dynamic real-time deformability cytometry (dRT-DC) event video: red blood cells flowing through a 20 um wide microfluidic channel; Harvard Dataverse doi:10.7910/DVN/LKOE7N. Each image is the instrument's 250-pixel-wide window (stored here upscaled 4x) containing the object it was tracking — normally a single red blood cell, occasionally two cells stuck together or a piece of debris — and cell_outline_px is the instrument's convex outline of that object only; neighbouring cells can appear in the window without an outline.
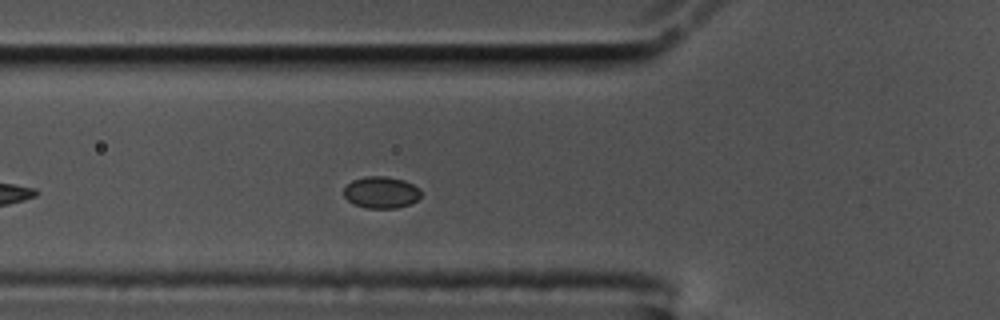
{"species": "common noctule bat (a hibernating species)", "species_latin": "Nyctalus noctula", "temperature_condition": "cold", "stored_images_in_passage": 32, "camera_frame_rate_fps": 3000, "um_per_image_px": 0.085, "animal": {"sex": "male", "body_mass_g": 17.5, "forearm_length_mm": 52.3}, "frame": {"image": 1, "passage_image": 8, "time_ms": 2.333, "image_size_px": [1000, 320], "cell_outline_px": [[420, 196], [416, 200], [408, 204], [396, 208], [368, 208], [356, 204], [348, 200], [344, 196], [344, 188], [352, 180], [364, 176], [388, 176], [404, 180], [420, 188]], "centroid_in_image_um": [32.4, 16.33], "position_along_channel_um": 93.4, "area_um2": 14.16}}
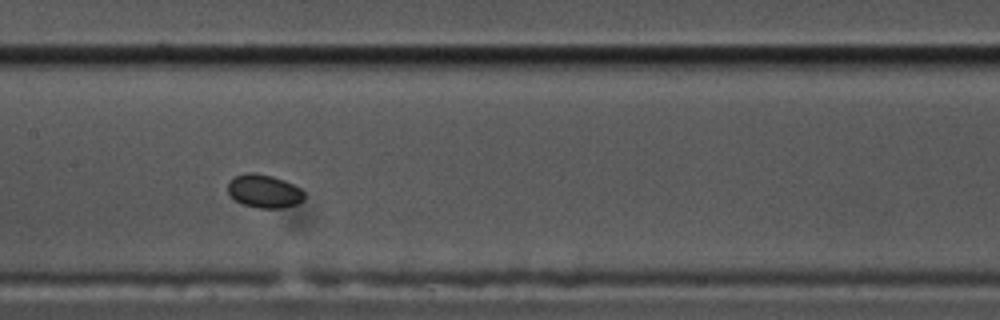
{"frame": {"image": 2, "passage_image": 16, "time_ms": 5.0, "image_size_px": [1000, 320], "cell_outline_px": [[304, 200], [296, 204], [280, 208], [256, 208], [244, 204], [236, 200], [228, 192], [228, 180], [236, 176], [248, 172], [256, 172], [272, 176], [284, 180], [300, 188], [304, 192]], "centroid_in_image_um": [22.45, 16.24], "position_along_channel_um": 184.9, "area_um2": 14.8}}
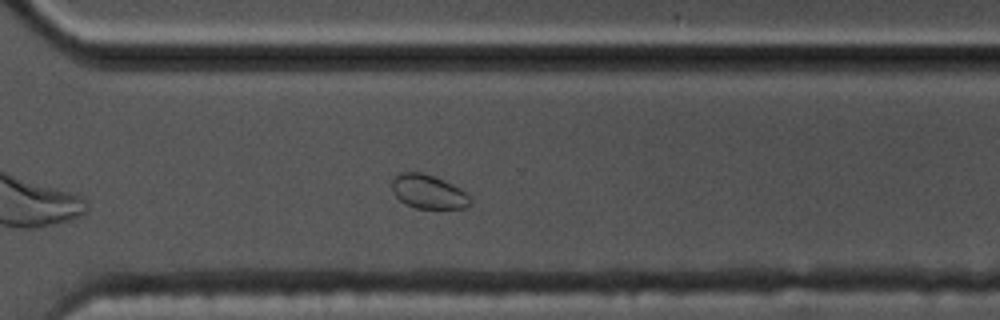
{"frame": {"image": 3, "passage_image": 29, "time_ms": 9.333, "image_size_px": [1000, 320], "cell_outline_px": [[472, 204], [464, 208], [416, 208], [404, 204], [392, 192], [392, 180], [400, 172], [420, 172], [444, 180], [460, 188], [472, 200]], "centroid_in_image_um": [36.4, 16.3], "position_along_channel_um": 334.2, "area_um2": 15.43}}